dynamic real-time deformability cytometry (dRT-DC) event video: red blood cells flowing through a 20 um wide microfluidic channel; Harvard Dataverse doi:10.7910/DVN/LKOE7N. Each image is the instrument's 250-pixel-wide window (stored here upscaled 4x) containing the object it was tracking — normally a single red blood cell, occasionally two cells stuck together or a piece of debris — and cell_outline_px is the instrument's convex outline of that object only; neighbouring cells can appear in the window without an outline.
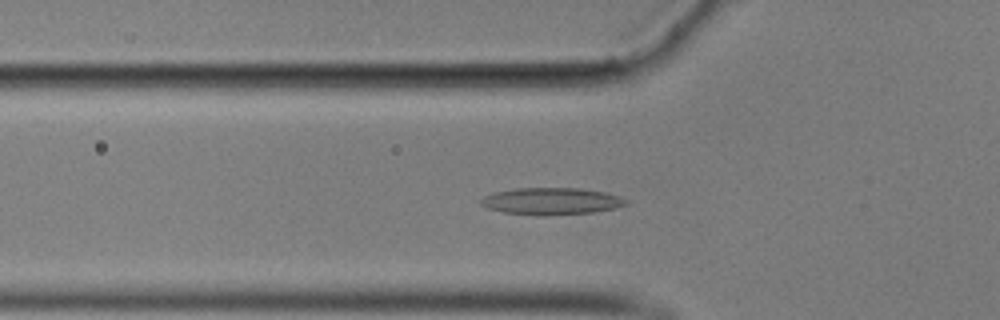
{"species": "common noctule bat (a hibernating species)", "species_latin": "Nyctalus noctula", "temperature_condition": "cold", "stored_images_in_passage": 47, "camera_frame_rate_fps": 3000, "um_per_image_px": 0.085, "animal": {"sex": "male", "body_mass_g": 17.9}, "frame": {"image": 1, "passage_image": 8, "time_ms": 2.333, "image_size_px": [1000, 320], "cell_outline_px": [[628, 204], [616, 208], [592, 212], [544, 216], [536, 216], [504, 212], [488, 208], [480, 204], [480, 200], [484, 196], [496, 192], [516, 188], [576, 188], [604, 192], [620, 196], [628, 200]], "centroid_in_image_um": [46.88, 17.11], "position_along_channel_um": 78.9, "area_um2": 22.83}}
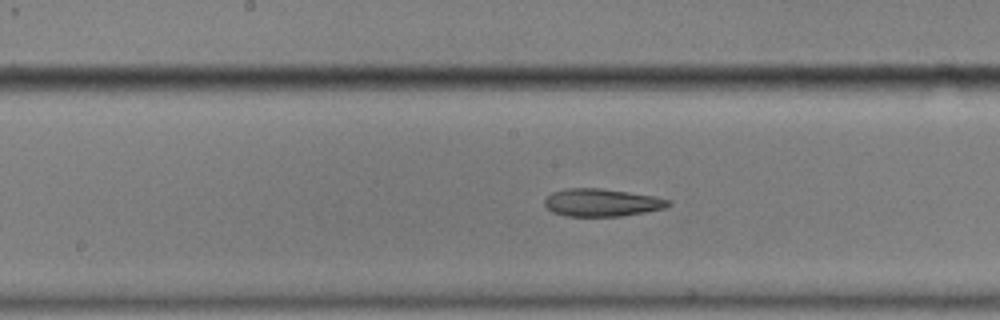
{"frame": {"image": 2, "passage_image": 18, "time_ms": 5.667, "image_size_px": [1000, 320], "cell_outline_px": [[672, 204], [664, 208], [644, 212], [620, 216], [564, 216], [552, 212], [544, 204], [544, 200], [552, 192], [568, 188], [600, 188], [628, 192], [652, 196], [672, 200]], "centroid_in_image_um": [51.14, 17.22], "position_along_channel_um": 197.1, "area_um2": 19.88}}
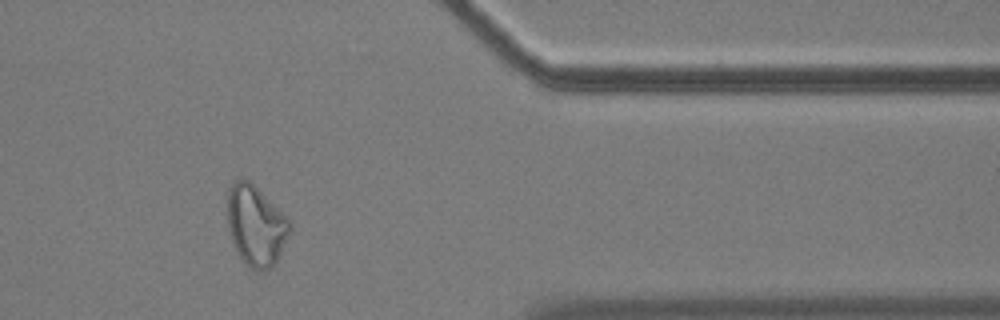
{"frame": {"image": 3, "passage_image": 36, "time_ms": 11.667, "image_size_px": [1000, 320], "cell_outline_px": [[292, 228], [276, 260], [268, 268], [260, 272], [256, 272], [244, 264], [236, 252], [228, 228], [228, 188], [236, 180], [248, 180], [292, 224]], "centroid_in_image_um": [21.71, 19.23], "position_along_channel_um": 389.7, "area_um2": 28.5}, "authors_computed_cell_mechanics": {"area_um2": 22.4842, "velocity_mm_per_s": 3.5152, "shape_relaxation_time_tau1_ms": null, "shape_relaxation_time_tau2_ms": 3.9182, "deformation_change_tau1": null, "deformation_change_tau2": 0.1251}}